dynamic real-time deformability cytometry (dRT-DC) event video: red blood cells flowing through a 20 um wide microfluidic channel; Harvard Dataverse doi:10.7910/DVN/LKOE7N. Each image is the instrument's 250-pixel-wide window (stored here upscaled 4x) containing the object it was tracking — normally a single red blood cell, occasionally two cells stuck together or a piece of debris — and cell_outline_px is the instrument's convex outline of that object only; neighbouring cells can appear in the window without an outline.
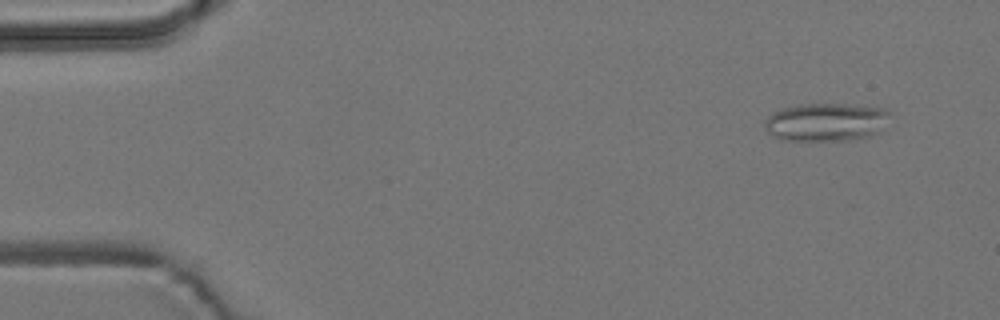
{"species": "common noctule bat (a hibernating species)", "species_latin": "Nyctalus noctula", "temperature_condition": "room temperature", "stored_images_in_passage": 54, "camera_frame_rate_fps": 3000, "um_per_image_px": 0.085, "animal": {"sex": "male", "body_mass_g": 19.2, "forearm_length_mm": 51.8}, "frame": {"image": 1, "passage_image": 4, "time_ms": 1.0, "image_size_px": [1000, 320], "cell_outline_px": [[888, 112], [876, 132], [868, 136], [844, 140], [788, 140], [772, 136], [764, 128], [764, 120], [772, 112], [780, 108], [800, 104], [844, 104], [884, 108]], "centroid_in_image_um": [70.07, 10.36], "position_along_channel_um": 14.9, "area_um2": 27.22}}
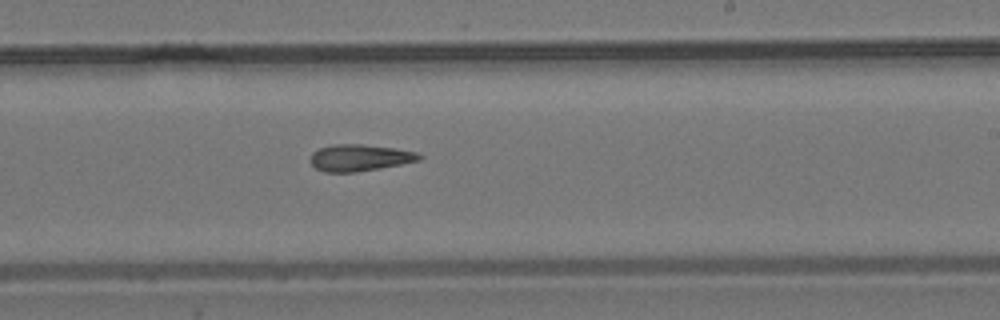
{"frame": {"image": 2, "passage_image": 32, "time_ms": 10.333, "image_size_px": [1000, 320], "cell_outline_px": [[424, 156], [420, 160], [380, 168], [356, 172], [324, 172], [316, 168], [308, 160], [312, 152], [320, 148], [332, 144], [364, 144], [396, 148], [416, 152]], "centroid_in_image_um": [30.55, 13.4], "position_along_channel_um": 258.4, "area_um2": 17.05}}
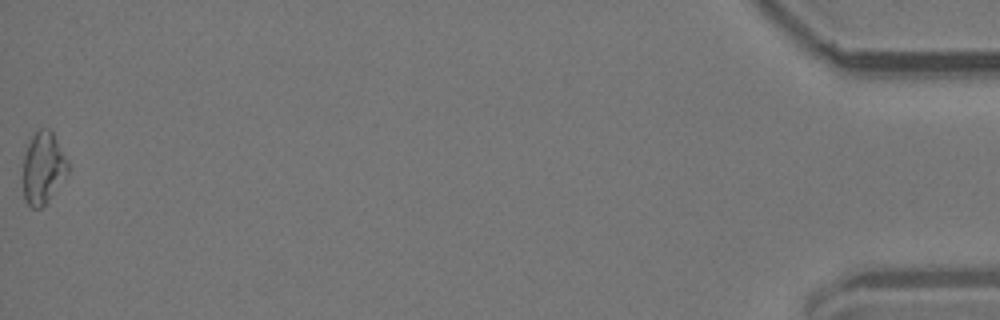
{"frame": {"image": 3, "passage_image": 54, "time_ms": 17.667, "image_size_px": [1000, 320], "cell_outline_px": [[68, 172], [48, 200], [40, 208], [32, 208], [24, 200], [24, 152], [32, 136], [40, 128], [48, 128], [52, 132], [68, 160]], "centroid_in_image_um": [3.66, 14.26], "position_along_channel_um": 431.5, "area_um2": 18.5}, "authors_computed_cell_mechanics": {"area_um2": 17.8891, "velocity_mm_per_s": 3.7865, "shape_relaxation_time_tau1_ms": null, "shape_relaxation_time_tau2_ms": 6.1002, "deformation_change_tau1": null, "deformation_change_tau2": 0.1717}}